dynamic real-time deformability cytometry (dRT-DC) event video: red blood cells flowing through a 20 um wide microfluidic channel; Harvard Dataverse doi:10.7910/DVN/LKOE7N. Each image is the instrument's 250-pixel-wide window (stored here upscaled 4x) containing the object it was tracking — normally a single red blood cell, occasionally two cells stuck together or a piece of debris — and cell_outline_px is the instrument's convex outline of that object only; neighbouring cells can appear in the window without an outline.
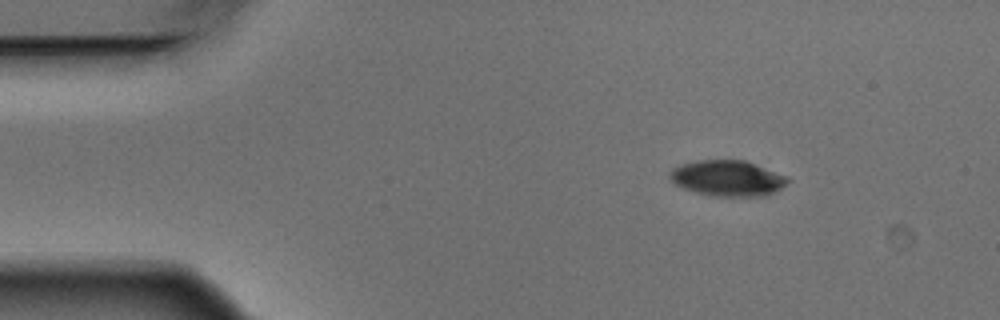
{"species": "Egyptian fruit bat (a non-hibernating species)", "species_latin": "Rousettus aegyptiacus", "temperature_condition": "warm", "stored_images_in_passage": 4, "camera_frame_rate_fps": 3000, "um_per_image_px": 0.085, "animal": {"sex": "male"}, "frame": {"image": 1, "passage_image": 2, "time_ms": 0.333, "image_size_px": [1000, 320], "cell_outline_px": [[792, 180], [780, 188], [764, 196], [712, 196], [696, 192], [684, 188], [676, 184], [672, 180], [668, 172], [672, 168], [680, 164], [696, 160], [744, 160], [788, 176]], "centroid_in_image_um": [61.84, 15.14], "position_along_channel_um": 23.2, "area_um2": 24.51}}